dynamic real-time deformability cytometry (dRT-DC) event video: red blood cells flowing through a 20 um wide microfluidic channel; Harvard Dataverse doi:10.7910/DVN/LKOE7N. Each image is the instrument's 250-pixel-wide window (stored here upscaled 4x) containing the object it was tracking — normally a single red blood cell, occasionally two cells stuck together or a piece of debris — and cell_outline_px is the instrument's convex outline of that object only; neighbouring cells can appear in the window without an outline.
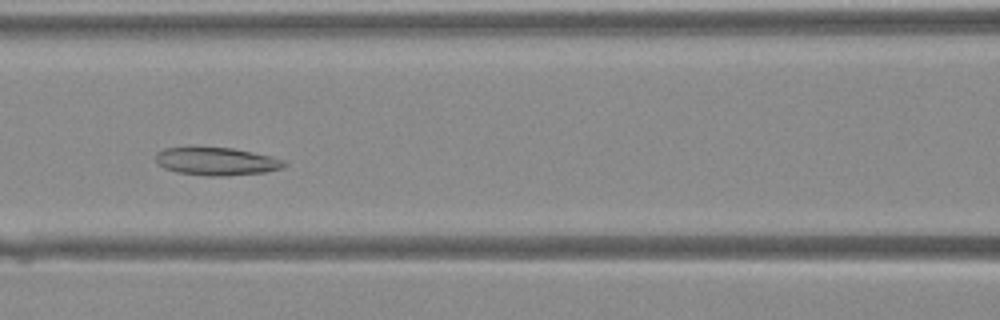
{"species": "Egyptian fruit bat (a non-hibernating species)", "species_latin": "Rousettus aegyptiacus", "temperature_condition": "warm", "stored_images_in_passage": 41, "camera_frame_rate_fps": 3000, "um_per_image_px": 0.085, "animal": {"sex": "female"}, "frame": {"image": 1, "passage_image": 18, "time_ms": 5.667, "image_size_px": [1000, 320], "cell_outline_px": [[288, 164], [284, 168], [264, 172], [224, 176], [204, 176], [176, 172], [164, 168], [156, 164], [156, 152], [164, 148], [188, 144], [232, 148], [252, 152], [284, 160]], "centroid_in_image_um": [18.3, 13.67], "position_along_channel_um": 148.3, "area_um2": 21.79}}
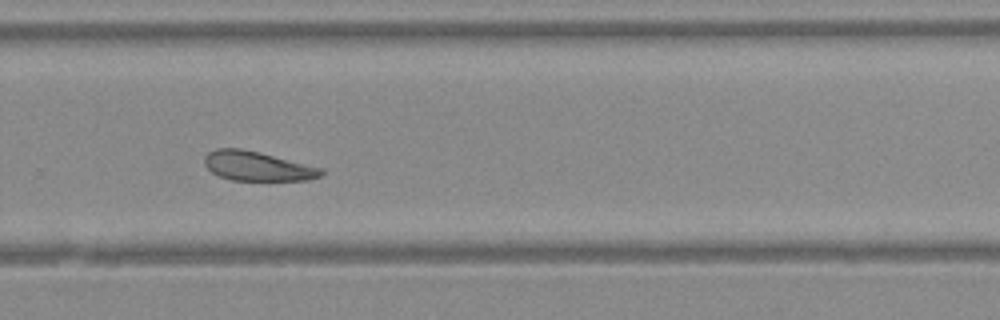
{"frame": {"image": 2, "passage_image": 28, "time_ms": 9.0, "image_size_px": [1000, 320], "cell_outline_px": [[324, 172], [320, 176], [308, 180], [232, 180], [220, 176], [212, 172], [204, 164], [204, 156], [208, 152], [216, 148], [240, 148], [260, 152], [324, 168]], "centroid_in_image_um": [21.88, 14.11], "position_along_channel_um": 307.9, "area_um2": 20.06}}
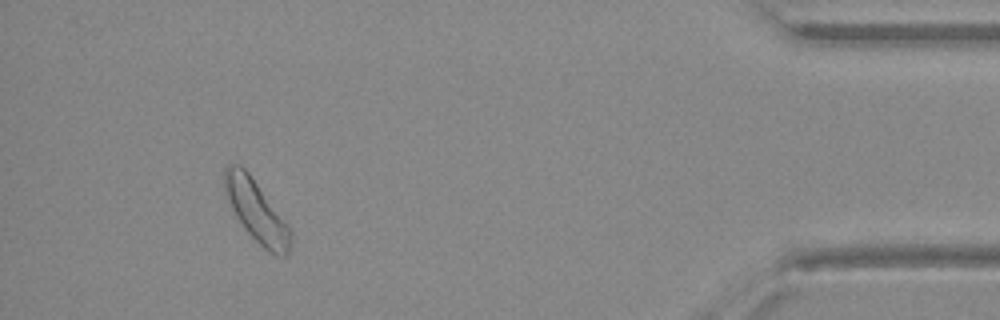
{"frame": {"image": 3, "passage_image": 38, "time_ms": 12.333, "image_size_px": [1000, 320], "cell_outline_px": [[292, 248], [288, 256], [276, 256], [268, 252], [244, 228], [236, 216], [224, 196], [224, 168], [228, 164], [240, 164], [248, 172], [284, 220], [292, 232]], "centroid_in_image_um": [21.79, 17.97], "position_along_channel_um": 413.4, "area_um2": 23.7}}